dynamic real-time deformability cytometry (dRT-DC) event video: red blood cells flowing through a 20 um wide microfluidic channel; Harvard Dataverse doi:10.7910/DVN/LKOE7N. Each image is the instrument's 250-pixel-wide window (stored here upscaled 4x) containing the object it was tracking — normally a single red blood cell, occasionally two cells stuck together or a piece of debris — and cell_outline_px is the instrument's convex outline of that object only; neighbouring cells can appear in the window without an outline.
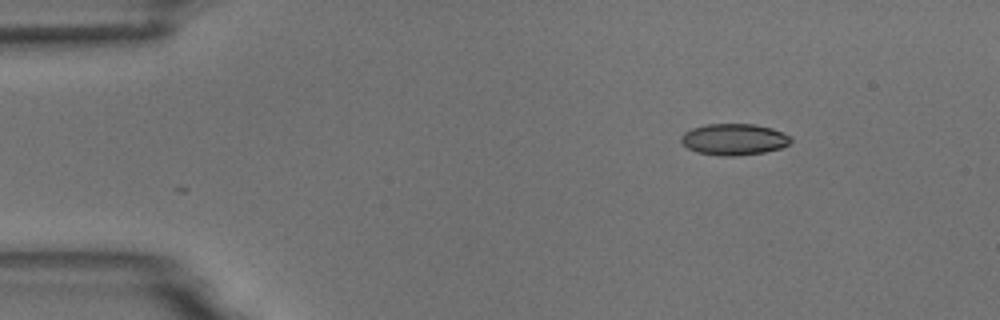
{"species": "common noctule bat (a hibernating species)", "species_latin": "Nyctalus noctula", "temperature_condition": "room temperature", "stored_images_in_passage": 3, "camera_frame_rate_fps": 3000, "um_per_image_px": 0.085, "animal": {"sex": "male", "body_mass_g": 18.8}, "frame": {"image": 1, "passage_image": 3, "time_ms": 2.0, "image_size_px": [1000, 320], "cell_outline_px": [[792, 140], [788, 144], [780, 148], [764, 152], [736, 156], [720, 156], [696, 152], [688, 148], [680, 140], [680, 136], [684, 132], [692, 128], [704, 124], [756, 124], [772, 128], [792, 136]], "centroid_in_image_um": [62.38, 11.84], "position_along_channel_um": 22.6, "area_um2": 20.23}}